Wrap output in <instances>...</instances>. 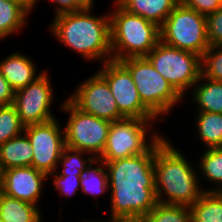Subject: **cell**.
Instances as JSON below:
<instances>
[{
  "instance_id": "22",
  "label": "cell",
  "mask_w": 222,
  "mask_h": 222,
  "mask_svg": "<svg viewBox=\"0 0 222 222\" xmlns=\"http://www.w3.org/2000/svg\"><path fill=\"white\" fill-rule=\"evenodd\" d=\"M81 195L92 196L94 202L100 200V197L106 196L109 199L108 175L105 164L99 158L94 160L86 167L80 179ZM103 195V196H102Z\"/></svg>"
},
{
  "instance_id": "17",
  "label": "cell",
  "mask_w": 222,
  "mask_h": 222,
  "mask_svg": "<svg viewBox=\"0 0 222 222\" xmlns=\"http://www.w3.org/2000/svg\"><path fill=\"white\" fill-rule=\"evenodd\" d=\"M200 150L202 152L199 151V156L195 154L196 156H193V158L195 157V160L197 158L195 164L198 167L199 182L202 190L204 192H222V147ZM205 181H207L206 187L210 184L208 188L205 187Z\"/></svg>"
},
{
  "instance_id": "19",
  "label": "cell",
  "mask_w": 222,
  "mask_h": 222,
  "mask_svg": "<svg viewBox=\"0 0 222 222\" xmlns=\"http://www.w3.org/2000/svg\"><path fill=\"white\" fill-rule=\"evenodd\" d=\"M32 158L33 148L24 132L0 145L1 171L32 166Z\"/></svg>"
},
{
  "instance_id": "36",
  "label": "cell",
  "mask_w": 222,
  "mask_h": 222,
  "mask_svg": "<svg viewBox=\"0 0 222 222\" xmlns=\"http://www.w3.org/2000/svg\"><path fill=\"white\" fill-rule=\"evenodd\" d=\"M124 222H145L144 217H127L124 218Z\"/></svg>"
},
{
  "instance_id": "8",
  "label": "cell",
  "mask_w": 222,
  "mask_h": 222,
  "mask_svg": "<svg viewBox=\"0 0 222 222\" xmlns=\"http://www.w3.org/2000/svg\"><path fill=\"white\" fill-rule=\"evenodd\" d=\"M160 41L202 57L210 46L206 16L180 2L160 26Z\"/></svg>"
},
{
  "instance_id": "37",
  "label": "cell",
  "mask_w": 222,
  "mask_h": 222,
  "mask_svg": "<svg viewBox=\"0 0 222 222\" xmlns=\"http://www.w3.org/2000/svg\"><path fill=\"white\" fill-rule=\"evenodd\" d=\"M105 222H124V218H107Z\"/></svg>"
},
{
  "instance_id": "16",
  "label": "cell",
  "mask_w": 222,
  "mask_h": 222,
  "mask_svg": "<svg viewBox=\"0 0 222 222\" xmlns=\"http://www.w3.org/2000/svg\"><path fill=\"white\" fill-rule=\"evenodd\" d=\"M195 105L194 112L222 114V82L205 78L202 75L184 99ZM192 101V102H191Z\"/></svg>"
},
{
  "instance_id": "39",
  "label": "cell",
  "mask_w": 222,
  "mask_h": 222,
  "mask_svg": "<svg viewBox=\"0 0 222 222\" xmlns=\"http://www.w3.org/2000/svg\"><path fill=\"white\" fill-rule=\"evenodd\" d=\"M1 176H2V171H1V168H0V185H1Z\"/></svg>"
},
{
  "instance_id": "11",
  "label": "cell",
  "mask_w": 222,
  "mask_h": 222,
  "mask_svg": "<svg viewBox=\"0 0 222 222\" xmlns=\"http://www.w3.org/2000/svg\"><path fill=\"white\" fill-rule=\"evenodd\" d=\"M24 133L33 148L32 167L47 176L54 173L65 147L64 129L59 117L25 126Z\"/></svg>"
},
{
  "instance_id": "1",
  "label": "cell",
  "mask_w": 222,
  "mask_h": 222,
  "mask_svg": "<svg viewBox=\"0 0 222 222\" xmlns=\"http://www.w3.org/2000/svg\"><path fill=\"white\" fill-rule=\"evenodd\" d=\"M154 157L155 144L146 153L104 163L109 218L144 217L156 206Z\"/></svg>"
},
{
  "instance_id": "3",
  "label": "cell",
  "mask_w": 222,
  "mask_h": 222,
  "mask_svg": "<svg viewBox=\"0 0 222 222\" xmlns=\"http://www.w3.org/2000/svg\"><path fill=\"white\" fill-rule=\"evenodd\" d=\"M175 145V146H174ZM178 149L168 135L155 143V189L158 203L190 207L204 192L198 176V167L186 150ZM189 158H188V157Z\"/></svg>"
},
{
  "instance_id": "13",
  "label": "cell",
  "mask_w": 222,
  "mask_h": 222,
  "mask_svg": "<svg viewBox=\"0 0 222 222\" xmlns=\"http://www.w3.org/2000/svg\"><path fill=\"white\" fill-rule=\"evenodd\" d=\"M75 87L67 98L81 111L110 122L125 118L107 81L97 71Z\"/></svg>"
},
{
  "instance_id": "26",
  "label": "cell",
  "mask_w": 222,
  "mask_h": 222,
  "mask_svg": "<svg viewBox=\"0 0 222 222\" xmlns=\"http://www.w3.org/2000/svg\"><path fill=\"white\" fill-rule=\"evenodd\" d=\"M145 222H192L191 211L188 206L157 203L144 216Z\"/></svg>"
},
{
  "instance_id": "10",
  "label": "cell",
  "mask_w": 222,
  "mask_h": 222,
  "mask_svg": "<svg viewBox=\"0 0 222 222\" xmlns=\"http://www.w3.org/2000/svg\"><path fill=\"white\" fill-rule=\"evenodd\" d=\"M48 70L34 82L15 91L13 105L24 126L44 123L57 117L52 108L57 102L55 87Z\"/></svg>"
},
{
  "instance_id": "18",
  "label": "cell",
  "mask_w": 222,
  "mask_h": 222,
  "mask_svg": "<svg viewBox=\"0 0 222 222\" xmlns=\"http://www.w3.org/2000/svg\"><path fill=\"white\" fill-rule=\"evenodd\" d=\"M131 14L140 15L159 27L167 19L180 0H115Z\"/></svg>"
},
{
  "instance_id": "21",
  "label": "cell",
  "mask_w": 222,
  "mask_h": 222,
  "mask_svg": "<svg viewBox=\"0 0 222 222\" xmlns=\"http://www.w3.org/2000/svg\"><path fill=\"white\" fill-rule=\"evenodd\" d=\"M42 212L38 206L0 191V222H44Z\"/></svg>"
},
{
  "instance_id": "33",
  "label": "cell",
  "mask_w": 222,
  "mask_h": 222,
  "mask_svg": "<svg viewBox=\"0 0 222 222\" xmlns=\"http://www.w3.org/2000/svg\"><path fill=\"white\" fill-rule=\"evenodd\" d=\"M15 91L0 72V106L13 104Z\"/></svg>"
},
{
  "instance_id": "31",
  "label": "cell",
  "mask_w": 222,
  "mask_h": 222,
  "mask_svg": "<svg viewBox=\"0 0 222 222\" xmlns=\"http://www.w3.org/2000/svg\"><path fill=\"white\" fill-rule=\"evenodd\" d=\"M187 8L194 9L205 16L217 11L222 7L221 0H180Z\"/></svg>"
},
{
  "instance_id": "25",
  "label": "cell",
  "mask_w": 222,
  "mask_h": 222,
  "mask_svg": "<svg viewBox=\"0 0 222 222\" xmlns=\"http://www.w3.org/2000/svg\"><path fill=\"white\" fill-rule=\"evenodd\" d=\"M93 160L94 157L90 153L65 146L59 158L57 170L50 175L82 176Z\"/></svg>"
},
{
  "instance_id": "15",
  "label": "cell",
  "mask_w": 222,
  "mask_h": 222,
  "mask_svg": "<svg viewBox=\"0 0 222 222\" xmlns=\"http://www.w3.org/2000/svg\"><path fill=\"white\" fill-rule=\"evenodd\" d=\"M29 55L18 49L9 55L7 54L4 58L1 56L0 72L14 91L34 82L47 69L45 67L43 70L40 69L39 65H36V60H33V57Z\"/></svg>"
},
{
  "instance_id": "32",
  "label": "cell",
  "mask_w": 222,
  "mask_h": 222,
  "mask_svg": "<svg viewBox=\"0 0 222 222\" xmlns=\"http://www.w3.org/2000/svg\"><path fill=\"white\" fill-rule=\"evenodd\" d=\"M42 0H37L38 5ZM53 8L54 16H59L66 13H73L83 10L84 7L77 0H47Z\"/></svg>"
},
{
  "instance_id": "6",
  "label": "cell",
  "mask_w": 222,
  "mask_h": 222,
  "mask_svg": "<svg viewBox=\"0 0 222 222\" xmlns=\"http://www.w3.org/2000/svg\"><path fill=\"white\" fill-rule=\"evenodd\" d=\"M159 119L123 118L111 122L99 157L104 163L146 153L164 134ZM162 132V133H161Z\"/></svg>"
},
{
  "instance_id": "28",
  "label": "cell",
  "mask_w": 222,
  "mask_h": 222,
  "mask_svg": "<svg viewBox=\"0 0 222 222\" xmlns=\"http://www.w3.org/2000/svg\"><path fill=\"white\" fill-rule=\"evenodd\" d=\"M80 179L81 176L76 175H49L48 181L51 182H48V185L54 187V192H58L59 201L62 203L64 198L65 201H68L74 196H78L81 192Z\"/></svg>"
},
{
  "instance_id": "9",
  "label": "cell",
  "mask_w": 222,
  "mask_h": 222,
  "mask_svg": "<svg viewBox=\"0 0 222 222\" xmlns=\"http://www.w3.org/2000/svg\"><path fill=\"white\" fill-rule=\"evenodd\" d=\"M146 57L183 98L201 76V56L193 52L160 41Z\"/></svg>"
},
{
  "instance_id": "23",
  "label": "cell",
  "mask_w": 222,
  "mask_h": 222,
  "mask_svg": "<svg viewBox=\"0 0 222 222\" xmlns=\"http://www.w3.org/2000/svg\"><path fill=\"white\" fill-rule=\"evenodd\" d=\"M30 15L16 3L0 0V43L19 35L29 24Z\"/></svg>"
},
{
  "instance_id": "38",
  "label": "cell",
  "mask_w": 222,
  "mask_h": 222,
  "mask_svg": "<svg viewBox=\"0 0 222 222\" xmlns=\"http://www.w3.org/2000/svg\"><path fill=\"white\" fill-rule=\"evenodd\" d=\"M79 222V221H78ZM80 222H105V219L102 221L101 219H98V220H96V219H83V221L82 220H80Z\"/></svg>"
},
{
  "instance_id": "12",
  "label": "cell",
  "mask_w": 222,
  "mask_h": 222,
  "mask_svg": "<svg viewBox=\"0 0 222 222\" xmlns=\"http://www.w3.org/2000/svg\"><path fill=\"white\" fill-rule=\"evenodd\" d=\"M96 71L107 81L119 112L125 118L158 119L141 101L129 71L119 62L102 63Z\"/></svg>"
},
{
  "instance_id": "35",
  "label": "cell",
  "mask_w": 222,
  "mask_h": 222,
  "mask_svg": "<svg viewBox=\"0 0 222 222\" xmlns=\"http://www.w3.org/2000/svg\"><path fill=\"white\" fill-rule=\"evenodd\" d=\"M84 8H95L96 0H77Z\"/></svg>"
},
{
  "instance_id": "29",
  "label": "cell",
  "mask_w": 222,
  "mask_h": 222,
  "mask_svg": "<svg viewBox=\"0 0 222 222\" xmlns=\"http://www.w3.org/2000/svg\"><path fill=\"white\" fill-rule=\"evenodd\" d=\"M201 75L222 82V46H209L201 57Z\"/></svg>"
},
{
  "instance_id": "27",
  "label": "cell",
  "mask_w": 222,
  "mask_h": 222,
  "mask_svg": "<svg viewBox=\"0 0 222 222\" xmlns=\"http://www.w3.org/2000/svg\"><path fill=\"white\" fill-rule=\"evenodd\" d=\"M24 128L13 104L0 106V145L22 134Z\"/></svg>"
},
{
  "instance_id": "5",
  "label": "cell",
  "mask_w": 222,
  "mask_h": 222,
  "mask_svg": "<svg viewBox=\"0 0 222 222\" xmlns=\"http://www.w3.org/2000/svg\"><path fill=\"white\" fill-rule=\"evenodd\" d=\"M119 62L131 74L142 103L161 122L166 123V118L168 120L170 115L174 114L179 103L182 105L187 102L154 68L147 57L127 58Z\"/></svg>"
},
{
  "instance_id": "7",
  "label": "cell",
  "mask_w": 222,
  "mask_h": 222,
  "mask_svg": "<svg viewBox=\"0 0 222 222\" xmlns=\"http://www.w3.org/2000/svg\"><path fill=\"white\" fill-rule=\"evenodd\" d=\"M57 105L58 111L68 114L63 124L65 146L99 158L106 145L111 122L81 111L67 97Z\"/></svg>"
},
{
  "instance_id": "20",
  "label": "cell",
  "mask_w": 222,
  "mask_h": 222,
  "mask_svg": "<svg viewBox=\"0 0 222 222\" xmlns=\"http://www.w3.org/2000/svg\"><path fill=\"white\" fill-rule=\"evenodd\" d=\"M193 136L199 145L205 148L222 147V114L211 112H194ZM201 143V144H200Z\"/></svg>"
},
{
  "instance_id": "34",
  "label": "cell",
  "mask_w": 222,
  "mask_h": 222,
  "mask_svg": "<svg viewBox=\"0 0 222 222\" xmlns=\"http://www.w3.org/2000/svg\"><path fill=\"white\" fill-rule=\"evenodd\" d=\"M22 7L29 15L35 14V9L38 7L37 0H9ZM33 12V13H32Z\"/></svg>"
},
{
  "instance_id": "4",
  "label": "cell",
  "mask_w": 222,
  "mask_h": 222,
  "mask_svg": "<svg viewBox=\"0 0 222 222\" xmlns=\"http://www.w3.org/2000/svg\"><path fill=\"white\" fill-rule=\"evenodd\" d=\"M110 33L112 60L146 57L160 42V27L140 15L131 14L112 0Z\"/></svg>"
},
{
  "instance_id": "2",
  "label": "cell",
  "mask_w": 222,
  "mask_h": 222,
  "mask_svg": "<svg viewBox=\"0 0 222 222\" xmlns=\"http://www.w3.org/2000/svg\"><path fill=\"white\" fill-rule=\"evenodd\" d=\"M52 19L48 30L59 45L90 64L112 60L109 11L95 14V8H84Z\"/></svg>"
},
{
  "instance_id": "24",
  "label": "cell",
  "mask_w": 222,
  "mask_h": 222,
  "mask_svg": "<svg viewBox=\"0 0 222 222\" xmlns=\"http://www.w3.org/2000/svg\"><path fill=\"white\" fill-rule=\"evenodd\" d=\"M189 208L192 222H222V192H203Z\"/></svg>"
},
{
  "instance_id": "14",
  "label": "cell",
  "mask_w": 222,
  "mask_h": 222,
  "mask_svg": "<svg viewBox=\"0 0 222 222\" xmlns=\"http://www.w3.org/2000/svg\"><path fill=\"white\" fill-rule=\"evenodd\" d=\"M47 183L48 176L32 166L11 168L2 171L0 191L10 197L42 207L39 202L44 197V186L47 187Z\"/></svg>"
},
{
  "instance_id": "30",
  "label": "cell",
  "mask_w": 222,
  "mask_h": 222,
  "mask_svg": "<svg viewBox=\"0 0 222 222\" xmlns=\"http://www.w3.org/2000/svg\"><path fill=\"white\" fill-rule=\"evenodd\" d=\"M207 39L210 46H222V7L206 16Z\"/></svg>"
}]
</instances>
